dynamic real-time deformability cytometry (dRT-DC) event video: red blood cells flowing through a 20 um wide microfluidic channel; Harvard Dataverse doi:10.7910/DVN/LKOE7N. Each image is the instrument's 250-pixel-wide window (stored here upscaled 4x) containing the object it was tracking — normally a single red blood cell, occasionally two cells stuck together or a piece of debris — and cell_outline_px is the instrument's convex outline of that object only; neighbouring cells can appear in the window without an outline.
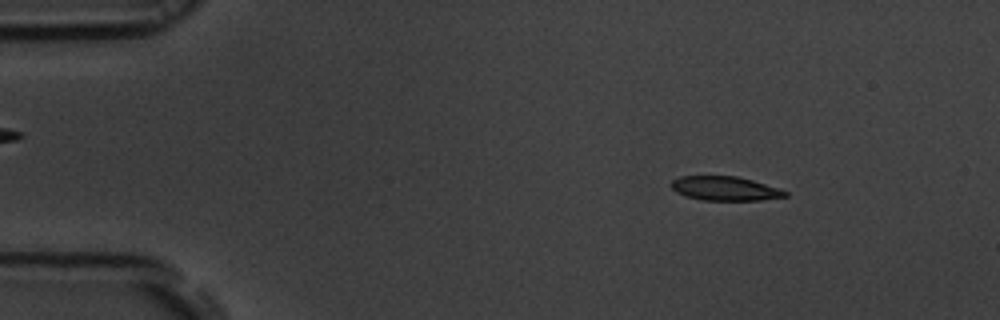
{"species": "common noctule bat (a hibernating species)", "species_latin": "Nyctalus noctula", "temperature_condition": "room temperature", "stored_images_in_passage": 53, "camera_frame_rate_fps": 3000, "um_per_image_px": 0.085, "animal": {"sex": "male", "body_mass_g": 19.5, "forearm_length_mm": 54.6}, "frame": {"image": 1, "passage_image": 7, "time_ms": 2.0, "image_size_px": [1000, 320], "cell_outline_px": [[788, 196], [760, 200], [704, 200], [688, 196], [676, 192], [672, 188], [672, 180], [680, 176], [736, 176], [752, 180], [780, 188], [788, 192]], "centroid_in_image_um": [61.66, 16.02], "position_along_channel_um": 23.3, "area_um2": 15.9}}
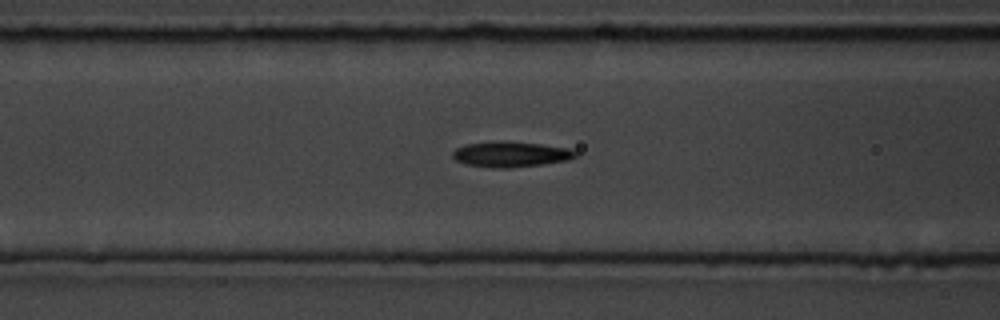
{"frame": {"image": 2, "passage_image": 21, "time_ms": 6.667, "image_size_px": [1000, 320], "cell_outline_px": [[576, 156], [568, 160], [544, 164], [508, 168], [496, 168], [468, 164], [456, 160], [452, 156], [452, 152], [456, 148], [464, 144], [540, 144], [572, 148], [576, 152]], "centroid_in_image_um": [43.47, 13.16], "position_along_channel_um": 123.1, "area_um2": 17.22}}
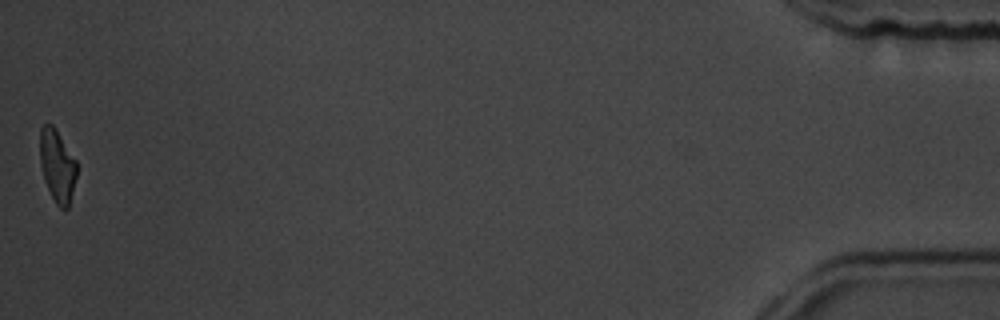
{"frame": {"image": 3, "passage_image": 53, "time_ms": 17.333, "image_size_px": [1000, 320], "cell_outline_px": [[76, 176], [68, 208], [60, 208], [56, 204], [44, 180], [40, 164], [40, 128], [44, 124], [52, 124], [56, 128], [76, 160]], "centroid_in_image_um": [4.85, 14.05], "position_along_channel_um": 430.3, "area_um2": 15.43}, "authors_computed_cell_mechanics": {"area_um2": 17.5134, "velocity_mm_per_s": 3.7959, "shape_relaxation_time_tau1_ms": 3.944, "shape_relaxation_time_tau2_ms": 2.9592, "deformation_change_tau1": 0.1551, "deformation_change_tau2": 0.1074}}